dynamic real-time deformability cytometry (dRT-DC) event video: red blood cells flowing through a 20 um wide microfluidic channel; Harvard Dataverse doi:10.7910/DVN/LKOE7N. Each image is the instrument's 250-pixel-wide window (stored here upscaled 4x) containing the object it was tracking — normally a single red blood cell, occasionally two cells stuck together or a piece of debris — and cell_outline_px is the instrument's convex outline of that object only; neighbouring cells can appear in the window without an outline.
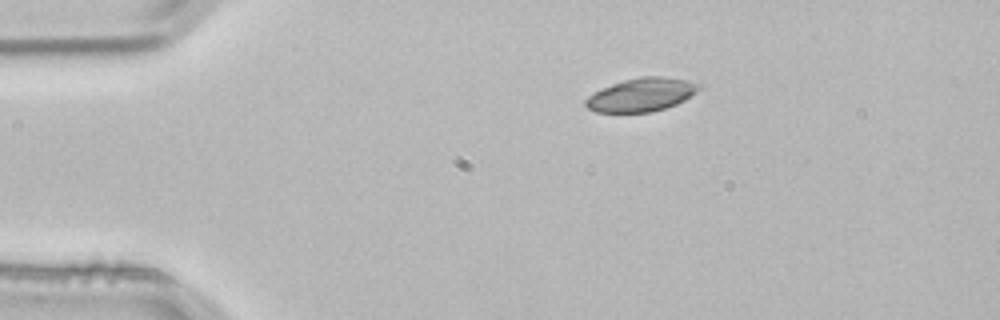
{"species": "common noctule bat (a hibernating species)", "species_latin": "Nyctalus noctula", "temperature_condition": "room temperature", "stored_images_in_passage": 2, "camera_frame_rate_fps": 3000, "um_per_image_px": 0.085, "animal": {"sex": "male", "body_mass_g": 21.5, "forearm_length_mm": 52.0}, "frame": {"image": 1, "passage_image": 1, "time_ms": 0.0, "image_size_px": [1000, 320], "cell_outline_px": [[700, 88], [696, 92], [684, 100], [676, 104], [652, 112], [596, 112], [588, 108], [584, 104], [584, 100], [588, 96], [612, 84], [624, 80], [640, 76], [664, 76], [684, 80], [700, 84]], "centroid_in_image_um": [54.51, 8.05], "position_along_channel_um": 30.5, "area_um2": 21.79}}